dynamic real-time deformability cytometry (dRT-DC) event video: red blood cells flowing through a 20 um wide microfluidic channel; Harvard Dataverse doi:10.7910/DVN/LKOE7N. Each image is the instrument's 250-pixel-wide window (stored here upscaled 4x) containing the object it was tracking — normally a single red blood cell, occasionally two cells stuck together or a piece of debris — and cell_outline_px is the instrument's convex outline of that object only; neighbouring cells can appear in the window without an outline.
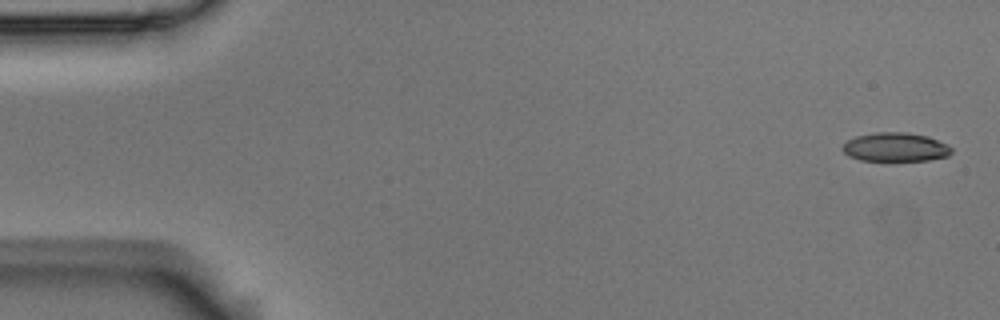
{"species": "Egyptian fruit bat (a non-hibernating species)", "species_latin": "Rousettus aegyptiacus", "temperature_condition": "room temperature", "stored_images_in_passage": 4, "camera_frame_rate_fps": 3000, "um_per_image_px": 0.085, "animal": {"sex": "male"}, "frame": {"image": 1, "passage_image": 1, "time_ms": 0.0, "image_size_px": [1000, 320], "cell_outline_px": [[952, 152], [948, 156], [928, 160], [860, 160], [848, 156], [840, 148], [848, 140], [856, 136], [876, 132], [904, 132], [928, 136], [952, 148]], "centroid_in_image_um": [76.08, 12.5], "position_along_channel_um": 8.9, "area_um2": 18.15}}
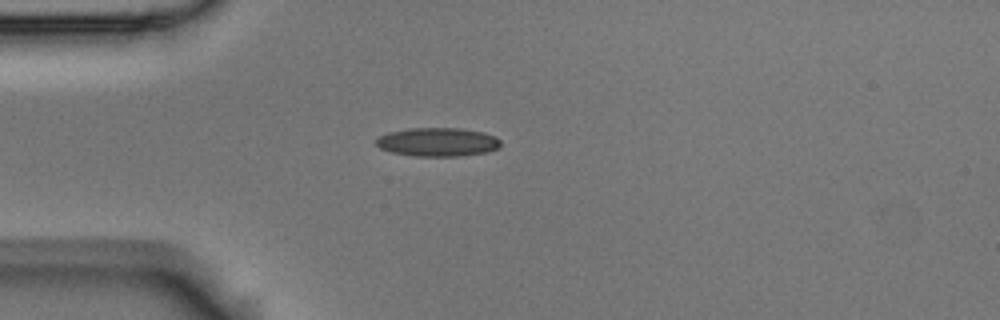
{"frame": {"image": 2, "passage_image": 4, "time_ms": 1.0, "image_size_px": [1000, 320], "cell_outline_px": [[500, 148], [488, 152], [460, 156], [416, 156], [392, 152], [380, 148], [376, 144], [376, 140], [380, 136], [388, 132], [412, 128], [460, 128], [484, 132], [496, 136], [500, 140]], "centroid_in_image_um": [37.25, 12.07], "position_along_channel_um": 47.8, "area_um2": 20.87}}